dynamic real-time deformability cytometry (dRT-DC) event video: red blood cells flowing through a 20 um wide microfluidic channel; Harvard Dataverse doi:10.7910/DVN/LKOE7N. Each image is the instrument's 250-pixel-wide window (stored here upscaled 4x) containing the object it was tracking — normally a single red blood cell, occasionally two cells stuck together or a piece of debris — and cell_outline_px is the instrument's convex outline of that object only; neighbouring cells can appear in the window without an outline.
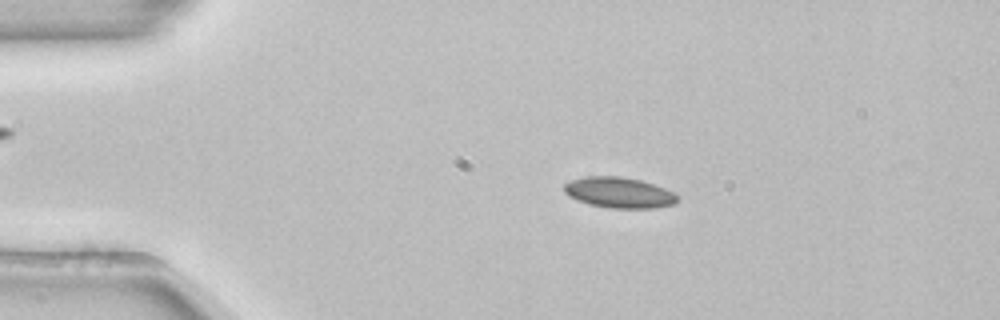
{"species": "common noctule bat (a hibernating species)", "species_latin": "Nyctalus noctula", "temperature_condition": "room temperature", "stored_images_in_passage": 52, "camera_frame_rate_fps": 3000, "um_per_image_px": 0.085, "animal": {"sex": "female", "body_mass_g": 22.7, "forearm_length_mm": 54.2}, "frame": {"image": 1, "passage_image": 10, "time_ms": 3.0, "image_size_px": [1000, 320], "cell_outline_px": [[676, 204], [656, 208], [612, 208], [588, 204], [576, 200], [568, 196], [564, 192], [564, 184], [572, 180], [584, 176], [620, 176], [640, 180], [664, 188], [672, 192], [676, 196]], "centroid_in_image_um": [52.58, 16.37], "position_along_channel_um": 32.4, "area_um2": 20.23}}
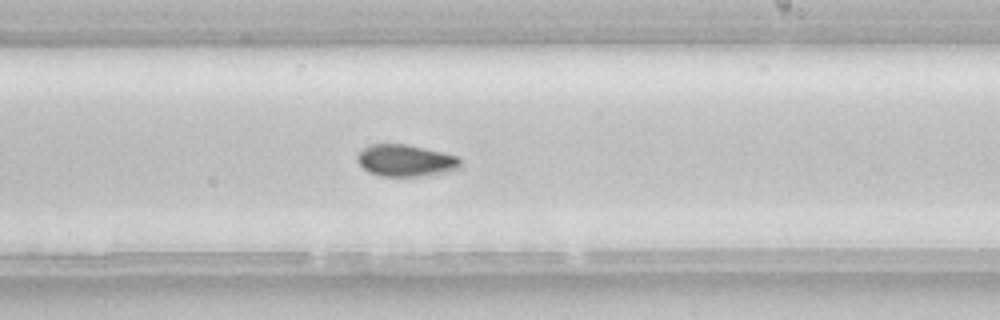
{"frame": {"image": 2, "passage_image": 31, "time_ms": 10.0, "image_size_px": [1000, 320], "cell_outline_px": [[460, 168], [448, 172], [428, 176], [380, 176], [368, 172], [356, 160], [356, 156], [368, 144], [408, 144], [444, 152], [456, 156], [460, 160]], "centroid_in_image_um": [34.49, 13.65], "position_along_channel_um": 254.5, "area_um2": 19.36}}
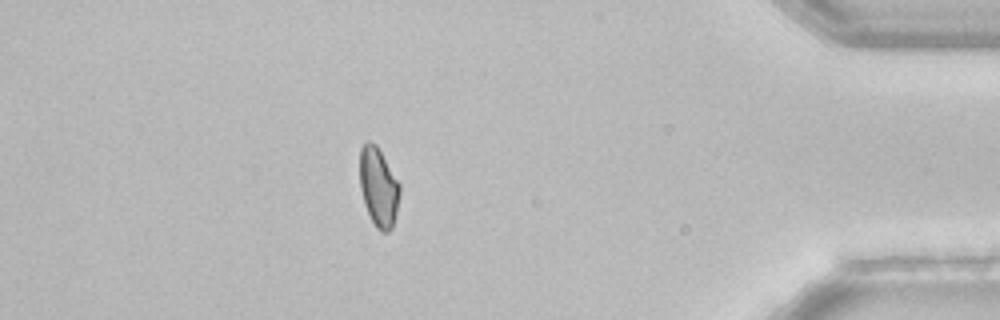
{"frame": {"image": 3, "passage_image": 46, "time_ms": 15.0, "image_size_px": [1000, 320], "cell_outline_px": [[400, 192], [396, 216], [392, 228], [388, 232], [380, 232], [376, 228], [364, 204], [360, 188], [360, 148], [368, 140], [376, 144], [400, 184]], "centroid_in_image_um": [32.18, 15.92], "position_along_channel_um": 403.0, "area_um2": 18.44}, "authors_computed_cell_mechanics": {"area_um2": 19.2474, "velocity_mm_per_s": 3.8754, "shape_relaxation_time_tau1_ms": 7.4106, "shape_relaxation_time_tau2_ms": null, "deformation_change_tau1": 0.119, "deformation_change_tau2": null}}